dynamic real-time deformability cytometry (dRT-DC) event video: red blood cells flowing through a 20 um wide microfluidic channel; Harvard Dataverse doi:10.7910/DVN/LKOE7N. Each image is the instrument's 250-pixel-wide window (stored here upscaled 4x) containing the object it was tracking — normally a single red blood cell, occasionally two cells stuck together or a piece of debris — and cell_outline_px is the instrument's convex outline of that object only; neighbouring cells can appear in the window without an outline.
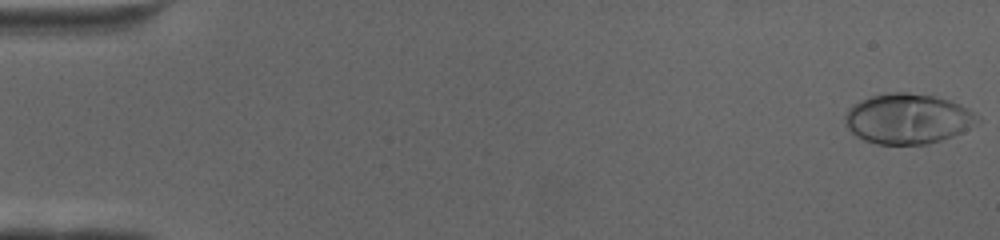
{"species": "human", "species_latin": "Homo sapiens", "temperature_condition": "cold", "stored_images_in_passage": 67, "camera_frame_rate_fps": 3000, "um_per_image_px": 0.085, "donor": {"sex": "female"}, "frame": {"image": 1, "passage_image": 1, "time_ms": 0.0, "image_size_px": [1000, 240], "cell_outline_px": [[980, 120], [968, 128], [952, 136], [928, 144], [876, 144], [864, 140], [856, 136], [844, 124], [844, 116], [848, 108], [852, 104], [860, 100], [872, 96], [896, 92], [908, 92], [936, 96], [948, 100], [980, 116]], "centroid_in_image_um": [77.1, 10.1], "position_along_channel_um": 7.9, "area_um2": 38.49}}
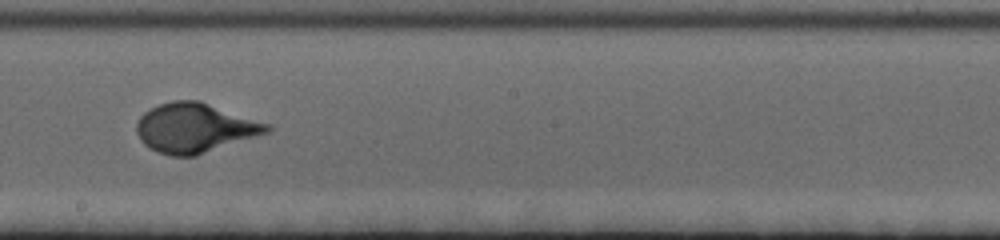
{"frame": {"image": 2, "passage_image": 39, "time_ms": 12.667, "image_size_px": [1000, 240], "cell_outline_px": [[272, 128], [268, 132], [196, 156], [172, 156], [156, 152], [144, 144], [140, 140], [136, 132], [136, 124], [140, 116], [144, 112], [160, 104], [172, 100], [200, 100], [272, 124]], "centroid_in_image_um": [16.57, 10.86], "position_along_channel_um": 231.6, "area_um2": 37.8}}
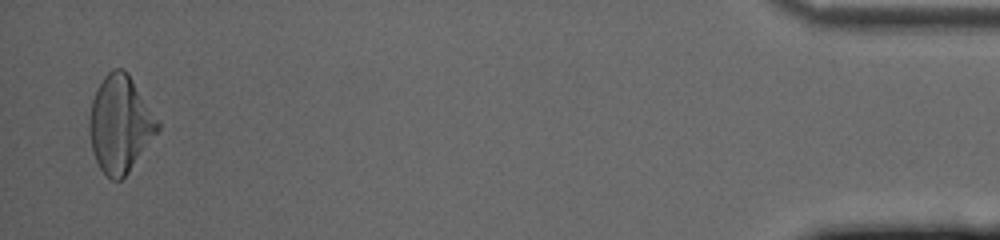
{"frame": {"image": 3, "passage_image": 66, "time_ms": 21.667, "image_size_px": [1000, 240], "cell_outline_px": [[160, 128], [128, 172], [120, 180], [112, 180], [100, 168], [92, 152], [88, 128], [88, 120], [92, 100], [96, 88], [104, 76], [112, 68], [124, 68], [128, 72], [160, 124]], "centroid_in_image_um": [10.17, 10.51], "position_along_channel_um": 425.0, "area_um2": 38.26}}